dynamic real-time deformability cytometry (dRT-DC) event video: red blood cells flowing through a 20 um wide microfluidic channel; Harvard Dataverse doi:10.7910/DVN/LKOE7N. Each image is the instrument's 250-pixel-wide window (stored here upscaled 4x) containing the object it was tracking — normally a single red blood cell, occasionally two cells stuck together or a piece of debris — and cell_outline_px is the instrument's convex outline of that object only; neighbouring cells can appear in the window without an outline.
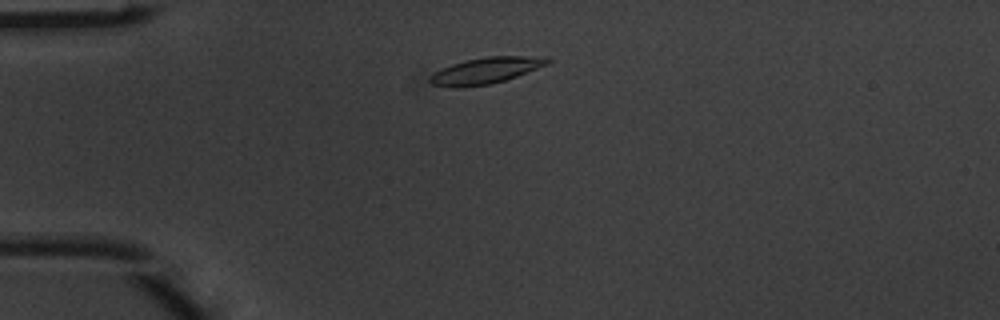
{"species": "common noctule bat (a hibernating species)", "species_latin": "Nyctalus noctula", "temperature_condition": "warm", "stored_images_in_passage": 5, "camera_frame_rate_fps": 3000, "um_per_image_px": 0.085, "animal": {"sex": "male", "body_mass_g": 20.1, "forearm_length_mm": 53.5}, "frame": {"image": 1, "passage_image": 2, "time_ms": 0.333, "image_size_px": [1000, 320], "cell_outline_px": [[552, 60], [548, 64], [516, 76], [492, 84], [464, 88], [452, 88], [432, 84], [428, 80], [428, 76], [452, 64], [464, 60], [488, 56], [548, 56]], "centroid_in_image_um": [41.29, 6.0], "position_along_channel_um": 43.7, "area_um2": 18.15}}
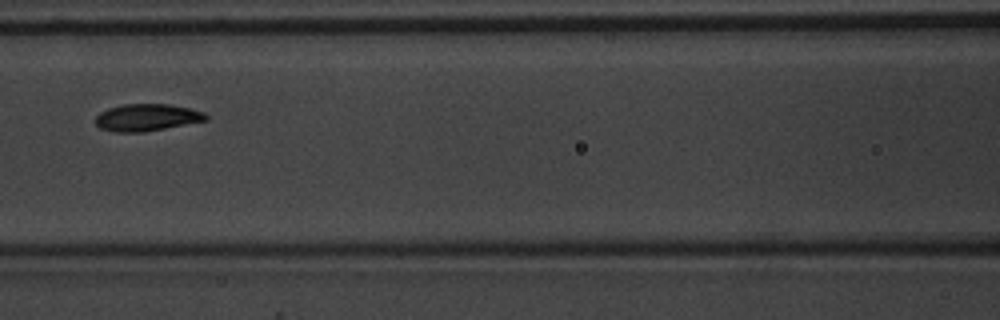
{"frame": {"image": 2, "passage_image": 5, "time_ms": 1.333, "image_size_px": [1000, 320], "cell_outline_px": [[208, 120], [144, 132], [116, 132], [100, 128], [96, 124], [96, 116], [100, 112], [108, 108], [124, 104], [168, 104], [192, 108], [204, 112], [208, 116]], "centroid_in_image_um": [12.5, 9.98], "position_along_channel_um": 154.1, "area_um2": 17.46}}